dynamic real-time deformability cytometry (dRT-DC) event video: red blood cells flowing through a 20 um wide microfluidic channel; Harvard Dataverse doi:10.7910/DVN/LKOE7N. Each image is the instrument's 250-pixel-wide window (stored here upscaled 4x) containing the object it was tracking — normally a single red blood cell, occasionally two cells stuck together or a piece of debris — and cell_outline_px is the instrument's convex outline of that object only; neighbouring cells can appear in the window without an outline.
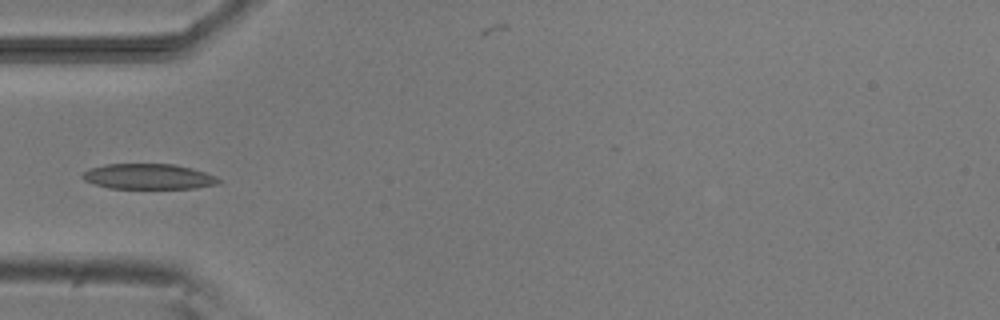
{"species": "common noctule bat (a hibernating species)", "species_latin": "Nyctalus noctula", "temperature_condition": "room temperature", "stored_images_in_passage": 5, "camera_frame_rate_fps": 3000, "um_per_image_px": 0.085, "animal": {"sex": "male", "body_mass_g": 20.5, "forearm_length_mm": 52.5}, "frame": {"image": 1, "passage_image": 4, "time_ms": 3.333, "image_size_px": [1000, 320], "cell_outline_px": [[220, 180], [216, 184], [196, 188], [108, 188], [84, 180], [80, 176], [84, 172], [92, 168], [104, 164], [176, 164], [192, 168], [216, 176]], "centroid_in_image_um": [12.61, 15.0], "position_along_channel_um": 72.4, "area_um2": 20.0}}